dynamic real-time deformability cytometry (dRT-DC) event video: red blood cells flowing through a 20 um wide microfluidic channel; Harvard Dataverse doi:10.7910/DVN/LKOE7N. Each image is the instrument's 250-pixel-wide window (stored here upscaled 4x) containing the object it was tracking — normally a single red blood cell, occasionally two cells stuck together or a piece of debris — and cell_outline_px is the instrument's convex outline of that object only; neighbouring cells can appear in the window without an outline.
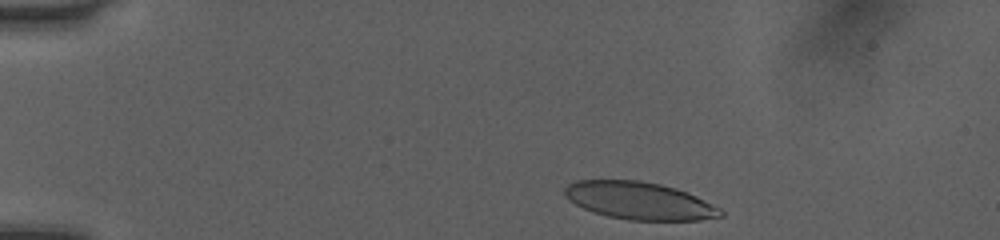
{"species": "human", "species_latin": "Homo sapiens", "temperature_condition": "room temperature", "stored_images_in_passage": 40, "camera_frame_rate_fps": 3000, "um_per_image_px": 0.085, "donor": {"sex": "female"}, "frame": {"image": 1, "passage_image": 2, "time_ms": 0.333, "image_size_px": [1000, 240], "cell_outline_px": [[724, 216], [700, 220], [628, 220], [608, 216], [592, 212], [568, 200], [564, 196], [564, 188], [568, 184], [576, 180], [640, 180], [660, 184], [676, 188], [688, 192], [720, 208], [724, 212]], "centroid_in_image_um": [54.34, 17.06], "position_along_channel_um": 30.7, "area_um2": 34.22}}
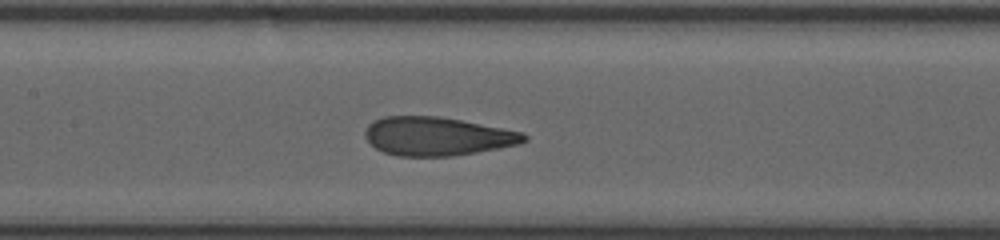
{"frame": {"image": 2, "passage_image": 18, "time_ms": 5.667, "image_size_px": [1000, 240], "cell_outline_px": [[528, 140], [520, 144], [476, 152], [452, 156], [396, 156], [384, 152], [376, 148], [364, 136], [364, 132], [368, 124], [372, 120], [384, 116], [440, 116], [524, 132], [528, 136]], "centroid_in_image_um": [37.16, 11.58], "position_along_channel_um": 170.2, "area_um2": 35.89}}
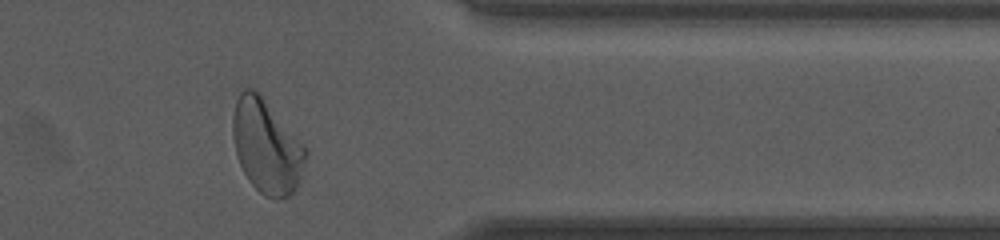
{"frame": {"image": 3, "passage_image": 35, "time_ms": 11.333, "image_size_px": [1000, 240], "cell_outline_px": [[308, 156], [300, 180], [296, 188], [288, 196], [280, 200], [264, 196], [248, 180], [236, 156], [232, 136], [232, 116], [236, 100], [240, 92], [244, 88], [252, 88], [260, 92], [308, 148]], "centroid_in_image_um": [22.67, 12.42], "position_along_channel_um": 388.7, "area_um2": 40.58}, "authors_computed_cell_mechanics": {"area_um2": 36.1539, "velocity_mm_per_s": 4.0436, "shape_relaxation_time_tau1_ms": 4.4925, "shape_relaxation_time_tau2_ms": 0.7627, "deformation_change_tau1": 0.1786, "deformation_change_tau2": 0.0794}}